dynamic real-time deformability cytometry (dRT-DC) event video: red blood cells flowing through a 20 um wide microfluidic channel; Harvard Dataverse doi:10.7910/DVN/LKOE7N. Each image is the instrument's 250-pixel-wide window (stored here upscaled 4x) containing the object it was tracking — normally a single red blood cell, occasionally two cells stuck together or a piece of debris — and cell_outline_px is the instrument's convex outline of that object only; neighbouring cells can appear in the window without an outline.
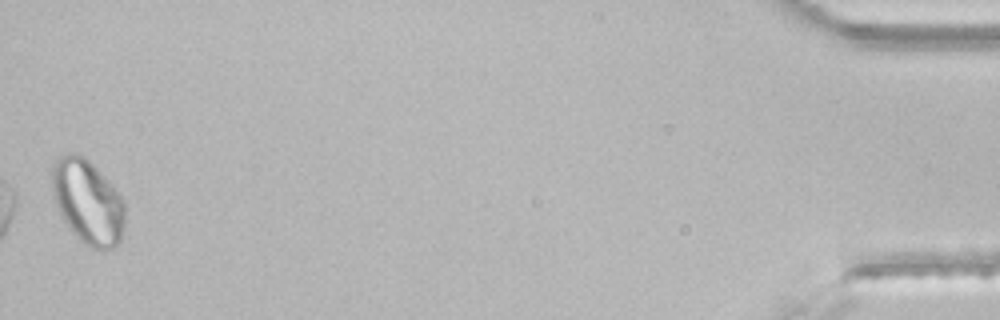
{"species": "common noctule bat (a hibernating species)", "species_latin": "Nyctalus noctula", "temperature_condition": "room temperature", "stored_images_in_passage": 32, "segment_of_instrument_passage": [2, 2], "camera_frame_rate_fps": 3000, "um_per_image_px": 0.085, "animal": {"sex": "male", "body_mass_g": 21.5, "forearm_length_mm": 52.0}, "frame": {"image": 1, "passage_image": 32, "time_ms": 10.333, "image_size_px": [1000, 320], "cell_outline_px": [[124, 224], [120, 240], [112, 248], [104, 252], [100, 252], [84, 244], [76, 236], [60, 216], [52, 192], [52, 168], [60, 156], [72, 152], [84, 156], [104, 176], [124, 200]], "centroid_in_image_um": [7.45, 17.19], "position_along_channel_um": 427.7, "area_um2": 35.78}}